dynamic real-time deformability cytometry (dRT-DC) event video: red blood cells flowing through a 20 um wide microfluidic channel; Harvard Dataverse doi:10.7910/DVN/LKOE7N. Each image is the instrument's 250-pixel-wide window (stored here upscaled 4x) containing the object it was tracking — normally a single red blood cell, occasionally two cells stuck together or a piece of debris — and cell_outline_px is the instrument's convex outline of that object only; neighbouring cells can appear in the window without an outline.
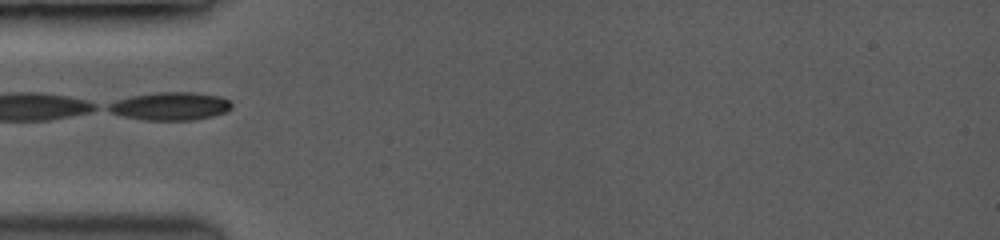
{"species": "common noctule bat (a hibernating species)", "species_latin": "Nyctalus noctula", "temperature_condition": "room temperature", "stored_images_in_passage": 41, "camera_frame_rate_fps": 3500, "um_per_image_px": 0.085, "animal": {"sex": "female", "body_mass_g": 19.0, "forearm_length_mm": 53.3}, "frame": {"image": 1, "passage_image": 1, "time_ms": 0.0, "image_size_px": [1000, 240], "cell_outline_px": [[232, 108], [224, 112], [212, 116], [192, 120], [144, 120], [124, 116], [112, 112], [104, 108], [108, 104], [132, 96], [160, 92], [188, 92], [216, 96], [228, 100], [232, 104]], "centroid_in_image_um": [14.47, 9.03], "position_along_channel_um": 70.5, "area_um2": 19.71}}
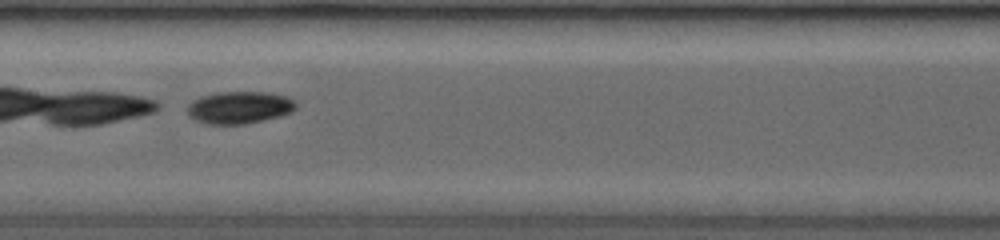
{"frame": {"image": 2, "passage_image": 13, "time_ms": 2.857, "image_size_px": [1000, 240], "cell_outline_px": [[296, 108], [280, 116], [244, 124], [204, 124], [196, 120], [188, 112], [188, 108], [196, 100], [204, 96], [220, 92], [264, 92], [284, 96], [292, 100], [296, 104]], "centroid_in_image_um": [20.36, 9.15], "position_along_channel_um": 187.0, "area_um2": 19.77}}
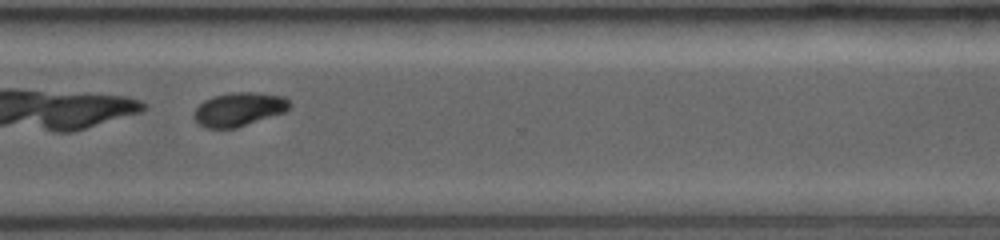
{"frame": {"image": 3, "passage_image": 30, "time_ms": 6.857, "image_size_px": [1000, 240], "cell_outline_px": [[292, 104], [284, 112], [236, 128], [208, 128], [200, 124], [192, 116], [196, 108], [204, 100], [212, 96], [232, 92], [252, 92], [284, 96]], "centroid_in_image_um": [20.3, 9.28], "position_along_channel_um": 350.3, "area_um2": 18.67}}